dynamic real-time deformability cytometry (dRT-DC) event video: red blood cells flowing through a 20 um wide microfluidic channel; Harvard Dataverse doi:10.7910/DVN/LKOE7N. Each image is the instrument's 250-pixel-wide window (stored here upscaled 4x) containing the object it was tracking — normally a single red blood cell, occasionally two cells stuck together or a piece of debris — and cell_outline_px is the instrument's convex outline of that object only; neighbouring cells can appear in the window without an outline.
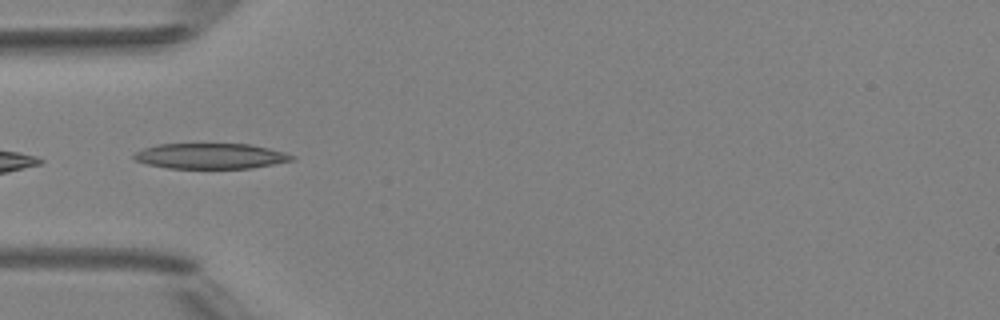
{"species": "Egyptian fruit bat (a non-hibernating species)", "species_latin": "Rousettus aegyptiacus", "temperature_condition": "room temperature", "stored_images_in_passage": 5, "camera_frame_rate_fps": 3000, "um_per_image_px": 0.085, "animal": {"sex": "female"}, "frame": {"image": 1, "passage_image": 5, "time_ms": 4.333, "image_size_px": [1000, 320], "cell_outline_px": [[296, 160], [252, 168], [168, 168], [148, 164], [136, 160], [132, 156], [136, 152], [144, 148], [156, 144], [252, 144], [284, 152], [296, 156]], "centroid_in_image_um": [17.94, 13.26], "position_along_channel_um": 67.1, "area_um2": 23.47}}